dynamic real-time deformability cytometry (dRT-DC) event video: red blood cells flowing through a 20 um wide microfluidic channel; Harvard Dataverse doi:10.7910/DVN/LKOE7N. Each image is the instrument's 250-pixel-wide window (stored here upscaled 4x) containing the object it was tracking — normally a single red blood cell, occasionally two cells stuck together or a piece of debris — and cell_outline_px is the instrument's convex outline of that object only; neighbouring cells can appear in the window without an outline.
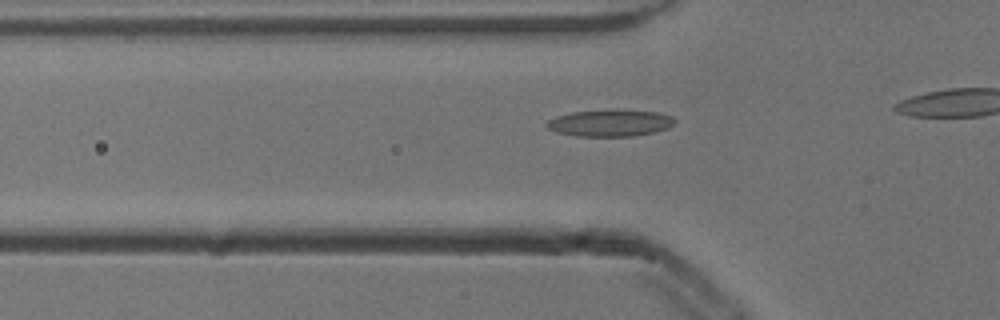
{"species": "common noctule bat (a hibernating species)", "species_latin": "Nyctalus noctula", "temperature_condition": "cold", "stored_images_in_passage": 15, "camera_frame_rate_fps": 3000, "um_per_image_px": 0.085, "animal": {"sex": "male", "body_mass_g": 13.3}, "frame": {"image": 1, "passage_image": 9, "time_ms": 2.667, "image_size_px": [1000, 320], "cell_outline_px": [[676, 120], [668, 128], [652, 132], [632, 136], [576, 136], [556, 132], [548, 128], [544, 124], [548, 120], [556, 116], [572, 112], [612, 108], [616, 108], [656, 112], [672, 116]], "centroid_in_image_um": [51.83, 10.43], "position_along_channel_um": 74.0, "area_um2": 20.29}}
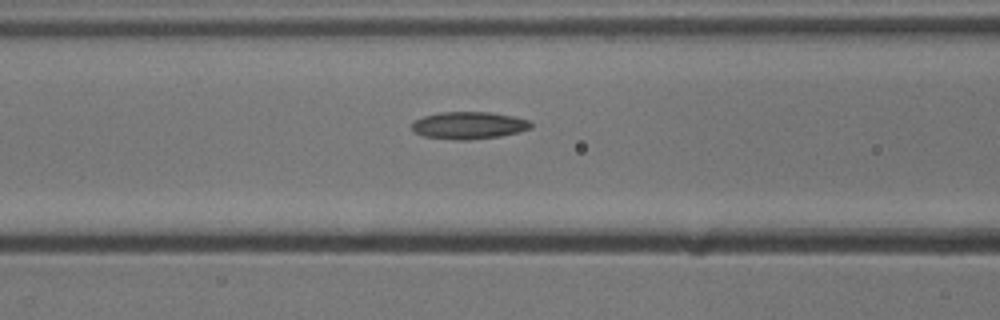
{"frame": {"image": 2, "passage_image": 13, "time_ms": 4.0, "image_size_px": [1000, 320], "cell_outline_px": [[532, 128], [520, 132], [500, 136], [468, 140], [456, 140], [424, 136], [416, 132], [412, 128], [412, 124], [416, 120], [424, 116], [440, 112], [488, 112], [512, 116], [528, 120], [532, 124]], "centroid_in_image_um": [39.88, 10.66], "position_along_channel_um": 126.7, "area_um2": 18.79}}